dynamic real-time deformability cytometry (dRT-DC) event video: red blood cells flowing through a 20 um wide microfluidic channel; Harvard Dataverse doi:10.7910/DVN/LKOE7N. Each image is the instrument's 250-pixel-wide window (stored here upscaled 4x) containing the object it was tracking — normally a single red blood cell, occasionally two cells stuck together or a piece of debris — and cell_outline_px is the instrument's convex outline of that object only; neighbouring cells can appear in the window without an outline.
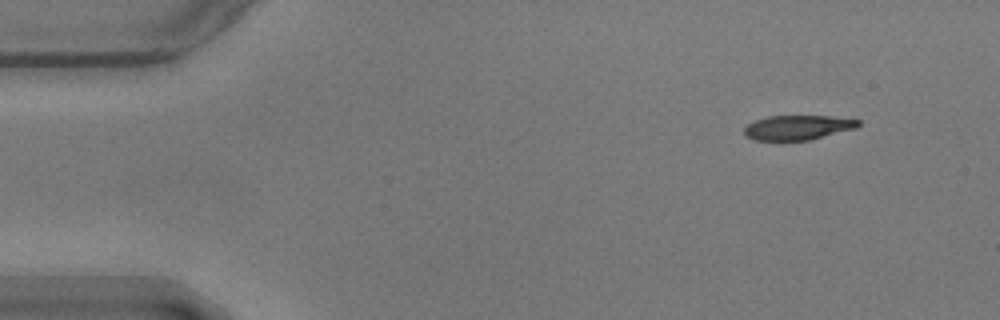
{"species": "common noctule bat (a hibernating species)", "species_latin": "Nyctalus noctula", "temperature_condition": "warm", "stored_images_in_passage": 52, "camera_frame_rate_fps": 3000, "um_per_image_px": 0.085, "animal": {"sex": "male", "body_mass_g": 17.9}, "frame": {"image": 1, "passage_image": 1, "time_ms": 0.0, "image_size_px": [1000, 320], "cell_outline_px": [[860, 124], [856, 128], [808, 140], [756, 140], [744, 136], [744, 128], [748, 124], [756, 120], [768, 116], [828, 116], [860, 120]], "centroid_in_image_um": [67.79, 10.83], "position_along_channel_um": 17.2, "area_um2": 16.18}}
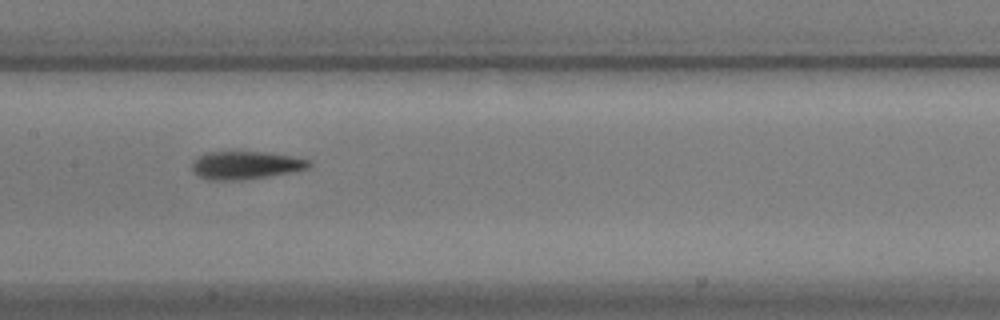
{"frame": {"image": 2, "passage_image": 23, "time_ms": 7.333, "image_size_px": [1000, 320], "cell_outline_px": [[312, 164], [308, 168], [268, 176], [240, 180], [204, 180], [192, 172], [192, 160], [208, 152], [264, 152], [288, 156], [308, 160]], "centroid_in_image_um": [20.79, 14.05], "position_along_channel_um": 186.6, "area_um2": 18.84}}
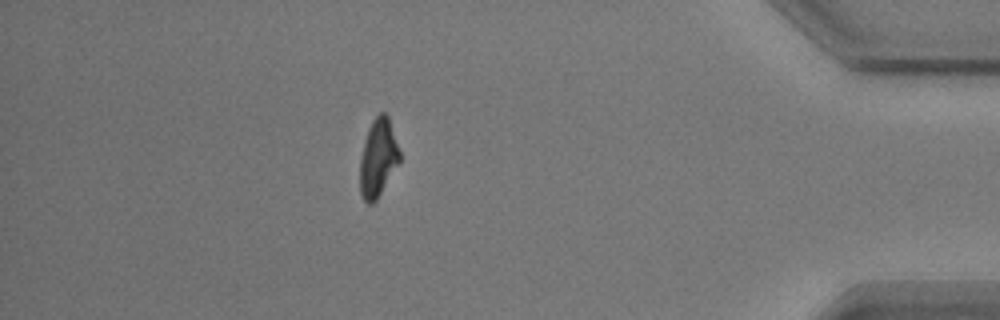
{"frame": {"image": 3, "passage_image": 45, "time_ms": 14.667, "image_size_px": [1000, 320], "cell_outline_px": [[400, 160], [376, 200], [372, 204], [368, 204], [364, 200], [360, 192], [360, 160], [368, 128], [372, 120], [380, 112], [384, 112], [388, 116], [400, 152]], "centroid_in_image_um": [32.13, 13.41], "position_along_channel_um": 403.1, "area_um2": 17.69}, "authors_computed_cell_mechanics": {"area_um2": 18.7561, "velocity_mm_per_s": 3.5689, "shape_relaxation_time_tau1_ms": 5.2071, "shape_relaxation_time_tau2_ms": 4.183, "deformation_change_tau1": 0.1788, "deformation_change_tau2": 0.1138}}